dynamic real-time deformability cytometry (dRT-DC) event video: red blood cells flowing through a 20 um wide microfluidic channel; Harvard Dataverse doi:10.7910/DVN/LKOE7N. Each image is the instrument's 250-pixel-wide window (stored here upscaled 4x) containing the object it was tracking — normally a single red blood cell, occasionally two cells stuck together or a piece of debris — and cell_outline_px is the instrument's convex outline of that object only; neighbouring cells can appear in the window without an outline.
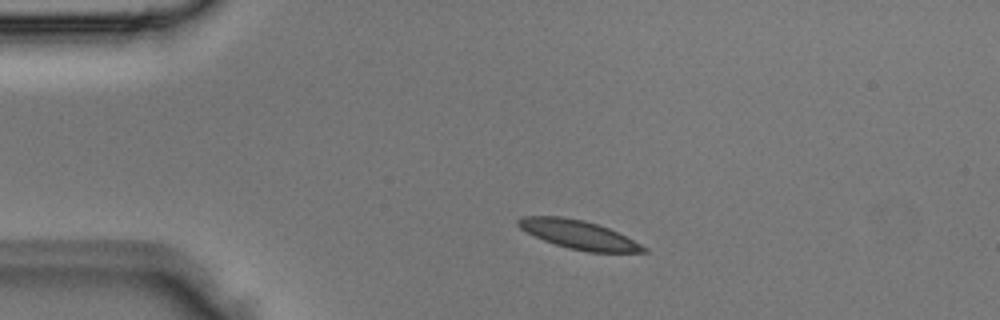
{"species": "Egyptian fruit bat (a non-hibernating species)", "species_latin": "Rousettus aegyptiacus", "temperature_condition": "room temperature", "stored_images_in_passage": 2, "camera_frame_rate_fps": 3000, "um_per_image_px": 0.085, "animal": {"sex": "male"}, "frame": {"image": 1, "passage_image": 1, "time_ms": 0.0, "image_size_px": [1000, 320], "cell_outline_px": [[648, 252], [588, 252], [568, 248], [544, 240], [520, 228], [516, 224], [516, 220], [520, 216], [564, 216], [584, 220], [608, 228], [648, 248]], "centroid_in_image_um": [49.14, 19.93], "position_along_channel_um": 35.9, "area_um2": 20.69}}